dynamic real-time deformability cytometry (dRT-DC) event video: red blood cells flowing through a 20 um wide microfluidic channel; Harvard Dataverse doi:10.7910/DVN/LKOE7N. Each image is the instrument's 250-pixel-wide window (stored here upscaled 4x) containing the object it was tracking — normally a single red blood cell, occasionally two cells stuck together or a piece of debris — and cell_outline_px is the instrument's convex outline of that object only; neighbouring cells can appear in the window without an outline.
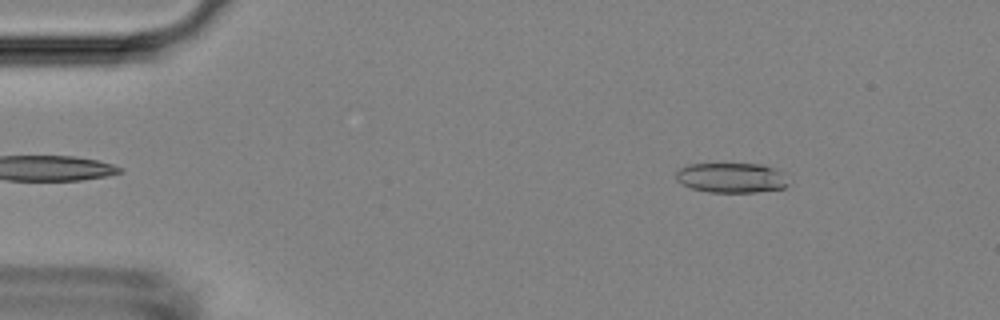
{"species": "Egyptian fruit bat (a non-hibernating species)", "species_latin": "Rousettus aegyptiacus", "temperature_condition": "room temperature", "stored_images_in_passage": 49, "camera_frame_rate_fps": 3000, "um_per_image_px": 0.085, "animal": {"sex": "female"}, "frame": {"image": 1, "passage_image": 4, "time_ms": 1.0, "image_size_px": [1000, 320], "cell_outline_px": [[788, 184], [784, 188], [756, 192], [708, 192], [692, 188], [676, 180], [676, 172], [680, 168], [688, 164], [764, 164], [780, 172]], "centroid_in_image_um": [62.13, 15.11], "position_along_channel_um": 22.9, "area_um2": 19.36}}
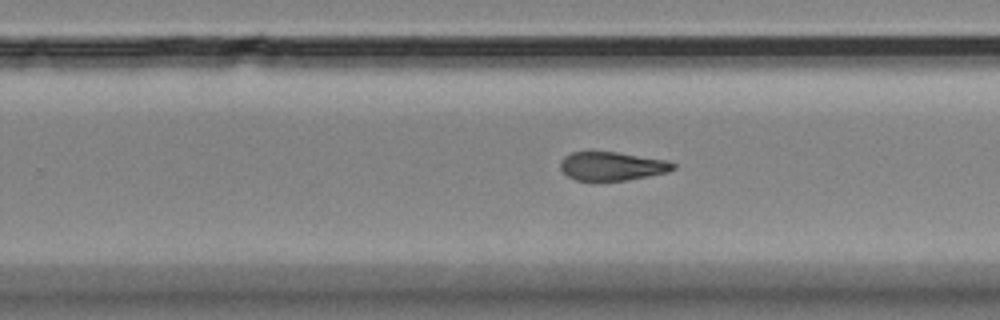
{"frame": {"image": 2, "passage_image": 30, "time_ms": 9.667, "image_size_px": [1000, 320], "cell_outline_px": [[676, 168], [668, 172], [628, 180], [576, 180], [568, 176], [560, 168], [560, 160], [564, 156], [572, 152], [616, 152], [668, 160], [676, 164]], "centroid_in_image_um": [52.04, 14.12], "position_along_channel_um": 277.8, "area_um2": 18.79}}
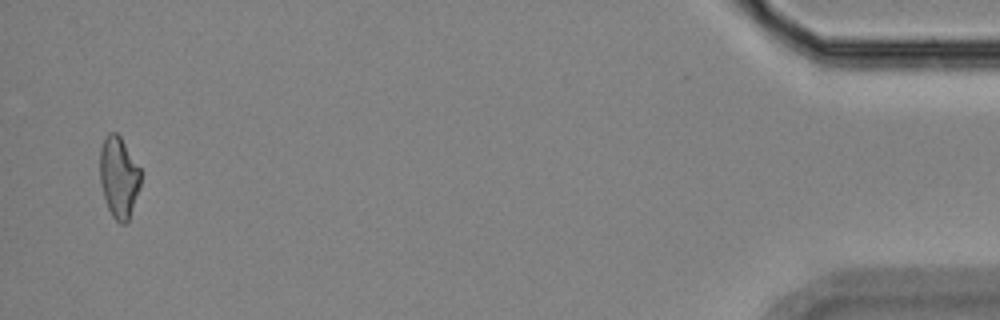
{"frame": {"image": 3, "passage_image": 48, "time_ms": 15.667, "image_size_px": [1000, 320], "cell_outline_px": [[140, 188], [128, 220], [124, 224], [120, 224], [112, 216], [108, 208], [100, 184], [100, 148], [104, 136], [108, 132], [116, 132], [120, 136], [140, 168]], "centroid_in_image_um": [10.08, 15.04], "position_along_channel_um": 425.1, "area_um2": 19.31}, "authors_computed_cell_mechanics": {"area_um2": 19.8254, "velocity_mm_per_s": 3.8011, "shape_relaxation_time_tau1_ms": null, "shape_relaxation_time_tau2_ms": 3.2385, "deformation_change_tau1": null, "deformation_change_tau2": 0.1245}}